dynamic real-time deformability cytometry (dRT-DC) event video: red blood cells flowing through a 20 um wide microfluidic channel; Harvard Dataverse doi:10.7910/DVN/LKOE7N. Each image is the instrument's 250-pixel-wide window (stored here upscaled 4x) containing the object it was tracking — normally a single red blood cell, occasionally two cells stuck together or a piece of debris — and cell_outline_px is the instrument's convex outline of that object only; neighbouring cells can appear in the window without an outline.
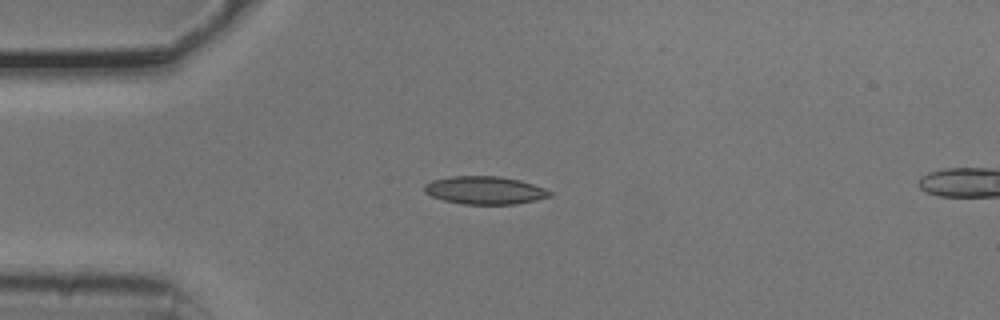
{"species": "common noctule bat (a hibernating species)", "species_latin": "Nyctalus noctula", "temperature_condition": "cold", "stored_images_in_passage": 4, "camera_frame_rate_fps": 3000, "um_per_image_px": 0.085, "animal": {"sex": "male", "body_mass_g": 20.5, "forearm_length_mm": 52.5}, "frame": {"image": 1, "passage_image": 3, "time_ms": 0.667, "image_size_px": [1000, 320], "cell_outline_px": [[552, 196], [536, 200], [516, 204], [460, 204], [444, 200], [432, 196], [424, 192], [424, 184], [432, 180], [448, 176], [500, 176], [520, 180], [544, 188], [552, 192]], "centroid_in_image_um": [41.2, 16.17], "position_along_channel_um": 43.8, "area_um2": 20.52}}